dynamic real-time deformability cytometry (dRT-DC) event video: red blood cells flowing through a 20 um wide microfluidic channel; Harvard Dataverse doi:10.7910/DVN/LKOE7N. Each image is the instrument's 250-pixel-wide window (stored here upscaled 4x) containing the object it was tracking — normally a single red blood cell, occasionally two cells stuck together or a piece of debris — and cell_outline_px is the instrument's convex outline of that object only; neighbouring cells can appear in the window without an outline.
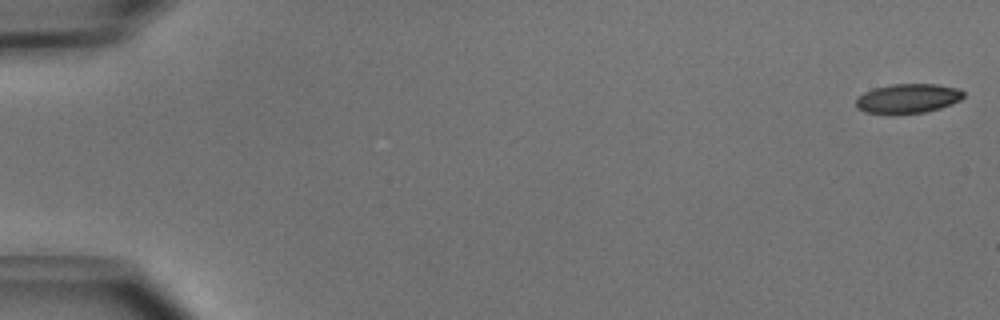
{"species": "common noctule bat (a hibernating species)", "species_latin": "Nyctalus noctula", "temperature_condition": "cold", "stored_images_in_passage": 9, "camera_frame_rate_fps": 3000, "um_per_image_px": 0.085, "animal": {"sex": "male", "body_mass_g": 15.6}, "frame": {"image": 1, "passage_image": 1, "time_ms": 0.0, "image_size_px": [1000, 320], "cell_outline_px": [[964, 96], [960, 100], [952, 104], [940, 108], [924, 112], [864, 112], [856, 108], [856, 100], [864, 92], [872, 88], [892, 84], [936, 84], [960, 88], [964, 92]], "centroid_in_image_um": [77.2, 8.34], "position_along_channel_um": 7.8, "area_um2": 18.15}}